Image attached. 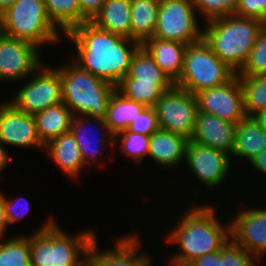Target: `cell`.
I'll use <instances>...</instances> for the list:
<instances>
[{"instance_id": "d4e9b609", "label": "cell", "mask_w": 266, "mask_h": 266, "mask_svg": "<svg viewBox=\"0 0 266 266\" xmlns=\"http://www.w3.org/2000/svg\"><path fill=\"white\" fill-rule=\"evenodd\" d=\"M160 0H130L131 39L141 45L153 37Z\"/></svg>"}, {"instance_id": "5bb4252c", "label": "cell", "mask_w": 266, "mask_h": 266, "mask_svg": "<svg viewBox=\"0 0 266 266\" xmlns=\"http://www.w3.org/2000/svg\"><path fill=\"white\" fill-rule=\"evenodd\" d=\"M196 98L201 112L236 124L247 117L237 74L224 85L200 90Z\"/></svg>"}, {"instance_id": "2e32d148", "label": "cell", "mask_w": 266, "mask_h": 266, "mask_svg": "<svg viewBox=\"0 0 266 266\" xmlns=\"http://www.w3.org/2000/svg\"><path fill=\"white\" fill-rule=\"evenodd\" d=\"M0 102V141L5 146L44 151L33 115L15 108L7 99Z\"/></svg>"}, {"instance_id": "7402d4cb", "label": "cell", "mask_w": 266, "mask_h": 266, "mask_svg": "<svg viewBox=\"0 0 266 266\" xmlns=\"http://www.w3.org/2000/svg\"><path fill=\"white\" fill-rule=\"evenodd\" d=\"M235 148L232 157L252 161L266 150V131L253 117H246L236 125Z\"/></svg>"}, {"instance_id": "1f68e13d", "label": "cell", "mask_w": 266, "mask_h": 266, "mask_svg": "<svg viewBox=\"0 0 266 266\" xmlns=\"http://www.w3.org/2000/svg\"><path fill=\"white\" fill-rule=\"evenodd\" d=\"M149 141L150 136L124 130L114 136V149L119 146L122 150L120 154L130 157L133 163L138 164L148 157Z\"/></svg>"}, {"instance_id": "bcb514c9", "label": "cell", "mask_w": 266, "mask_h": 266, "mask_svg": "<svg viewBox=\"0 0 266 266\" xmlns=\"http://www.w3.org/2000/svg\"><path fill=\"white\" fill-rule=\"evenodd\" d=\"M79 266H91L90 262L88 259H86L82 264H80Z\"/></svg>"}, {"instance_id": "74e56055", "label": "cell", "mask_w": 266, "mask_h": 266, "mask_svg": "<svg viewBox=\"0 0 266 266\" xmlns=\"http://www.w3.org/2000/svg\"><path fill=\"white\" fill-rule=\"evenodd\" d=\"M235 14L256 18L266 24V0H239Z\"/></svg>"}, {"instance_id": "8992f818", "label": "cell", "mask_w": 266, "mask_h": 266, "mask_svg": "<svg viewBox=\"0 0 266 266\" xmlns=\"http://www.w3.org/2000/svg\"><path fill=\"white\" fill-rule=\"evenodd\" d=\"M1 32L38 48L58 44L64 36L49 19L43 0H16L1 14Z\"/></svg>"}, {"instance_id": "8fae6325", "label": "cell", "mask_w": 266, "mask_h": 266, "mask_svg": "<svg viewBox=\"0 0 266 266\" xmlns=\"http://www.w3.org/2000/svg\"><path fill=\"white\" fill-rule=\"evenodd\" d=\"M31 42L0 33V83L25 81L44 61Z\"/></svg>"}, {"instance_id": "ab89813d", "label": "cell", "mask_w": 266, "mask_h": 266, "mask_svg": "<svg viewBox=\"0 0 266 266\" xmlns=\"http://www.w3.org/2000/svg\"><path fill=\"white\" fill-rule=\"evenodd\" d=\"M187 266H221V250L196 258Z\"/></svg>"}, {"instance_id": "4316f807", "label": "cell", "mask_w": 266, "mask_h": 266, "mask_svg": "<svg viewBox=\"0 0 266 266\" xmlns=\"http://www.w3.org/2000/svg\"><path fill=\"white\" fill-rule=\"evenodd\" d=\"M175 86L174 82H146L139 79H122L116 89L126 98L154 107L158 99Z\"/></svg>"}, {"instance_id": "d590c367", "label": "cell", "mask_w": 266, "mask_h": 266, "mask_svg": "<svg viewBox=\"0 0 266 266\" xmlns=\"http://www.w3.org/2000/svg\"><path fill=\"white\" fill-rule=\"evenodd\" d=\"M158 129L157 113L154 107H146L127 128L130 132L146 136H151Z\"/></svg>"}, {"instance_id": "d6986e66", "label": "cell", "mask_w": 266, "mask_h": 266, "mask_svg": "<svg viewBox=\"0 0 266 266\" xmlns=\"http://www.w3.org/2000/svg\"><path fill=\"white\" fill-rule=\"evenodd\" d=\"M188 141L184 136L159 128L150 136L148 157L158 167L172 169L185 162Z\"/></svg>"}, {"instance_id": "f1b7e54d", "label": "cell", "mask_w": 266, "mask_h": 266, "mask_svg": "<svg viewBox=\"0 0 266 266\" xmlns=\"http://www.w3.org/2000/svg\"><path fill=\"white\" fill-rule=\"evenodd\" d=\"M0 266H31L29 235L0 238Z\"/></svg>"}, {"instance_id": "44dd1931", "label": "cell", "mask_w": 266, "mask_h": 266, "mask_svg": "<svg viewBox=\"0 0 266 266\" xmlns=\"http://www.w3.org/2000/svg\"><path fill=\"white\" fill-rule=\"evenodd\" d=\"M159 68L175 83L183 70L188 44L173 40L150 38L141 45Z\"/></svg>"}, {"instance_id": "6da1fadb", "label": "cell", "mask_w": 266, "mask_h": 266, "mask_svg": "<svg viewBox=\"0 0 266 266\" xmlns=\"http://www.w3.org/2000/svg\"><path fill=\"white\" fill-rule=\"evenodd\" d=\"M64 37L75 47L76 56L71 57L76 64L115 87L127 75L133 55L141 47L137 41L100 29L91 21L73 27Z\"/></svg>"}, {"instance_id": "ffe728a7", "label": "cell", "mask_w": 266, "mask_h": 266, "mask_svg": "<svg viewBox=\"0 0 266 266\" xmlns=\"http://www.w3.org/2000/svg\"><path fill=\"white\" fill-rule=\"evenodd\" d=\"M44 152L51 161L72 179H78L83 175V170L87 167L84 165L83 158L75 137L70 132L61 134L57 138L49 141L44 145ZM81 173V174H80Z\"/></svg>"}, {"instance_id": "f35d334b", "label": "cell", "mask_w": 266, "mask_h": 266, "mask_svg": "<svg viewBox=\"0 0 266 266\" xmlns=\"http://www.w3.org/2000/svg\"><path fill=\"white\" fill-rule=\"evenodd\" d=\"M80 4L81 14L87 21H92L93 18L100 12L106 0H78Z\"/></svg>"}, {"instance_id": "52a82bcc", "label": "cell", "mask_w": 266, "mask_h": 266, "mask_svg": "<svg viewBox=\"0 0 266 266\" xmlns=\"http://www.w3.org/2000/svg\"><path fill=\"white\" fill-rule=\"evenodd\" d=\"M235 75L236 72L222 62L202 39L188 44L183 70L175 86L196 94L206 88L224 85Z\"/></svg>"}, {"instance_id": "5b68a950", "label": "cell", "mask_w": 266, "mask_h": 266, "mask_svg": "<svg viewBox=\"0 0 266 266\" xmlns=\"http://www.w3.org/2000/svg\"><path fill=\"white\" fill-rule=\"evenodd\" d=\"M56 69L61 75L63 103L72 115L105 118L116 87L82 69L72 59Z\"/></svg>"}, {"instance_id": "ba28073f", "label": "cell", "mask_w": 266, "mask_h": 266, "mask_svg": "<svg viewBox=\"0 0 266 266\" xmlns=\"http://www.w3.org/2000/svg\"><path fill=\"white\" fill-rule=\"evenodd\" d=\"M25 83L9 100L18 110L34 115L63 102L61 75L55 66L52 68L43 62Z\"/></svg>"}, {"instance_id": "3957f363", "label": "cell", "mask_w": 266, "mask_h": 266, "mask_svg": "<svg viewBox=\"0 0 266 266\" xmlns=\"http://www.w3.org/2000/svg\"><path fill=\"white\" fill-rule=\"evenodd\" d=\"M53 218L48 216L29 234L31 266H79L87 259L89 244L97 234L85 229L71 235Z\"/></svg>"}, {"instance_id": "ac0fdd59", "label": "cell", "mask_w": 266, "mask_h": 266, "mask_svg": "<svg viewBox=\"0 0 266 266\" xmlns=\"http://www.w3.org/2000/svg\"><path fill=\"white\" fill-rule=\"evenodd\" d=\"M236 125L216 115L198 111L190 140L232 155L235 148Z\"/></svg>"}, {"instance_id": "83f0119b", "label": "cell", "mask_w": 266, "mask_h": 266, "mask_svg": "<svg viewBox=\"0 0 266 266\" xmlns=\"http://www.w3.org/2000/svg\"><path fill=\"white\" fill-rule=\"evenodd\" d=\"M51 22L63 33L87 22L78 0H43Z\"/></svg>"}, {"instance_id": "9c48e42d", "label": "cell", "mask_w": 266, "mask_h": 266, "mask_svg": "<svg viewBox=\"0 0 266 266\" xmlns=\"http://www.w3.org/2000/svg\"><path fill=\"white\" fill-rule=\"evenodd\" d=\"M197 15L191 0H160L153 38L184 44L202 40L203 27L198 23Z\"/></svg>"}, {"instance_id": "603a6c76", "label": "cell", "mask_w": 266, "mask_h": 266, "mask_svg": "<svg viewBox=\"0 0 266 266\" xmlns=\"http://www.w3.org/2000/svg\"><path fill=\"white\" fill-rule=\"evenodd\" d=\"M72 118L70 109L63 102L34 114L37 135L43 145L61 134L70 132Z\"/></svg>"}, {"instance_id": "30bf717a", "label": "cell", "mask_w": 266, "mask_h": 266, "mask_svg": "<svg viewBox=\"0 0 266 266\" xmlns=\"http://www.w3.org/2000/svg\"><path fill=\"white\" fill-rule=\"evenodd\" d=\"M160 129L191 139L198 114L196 94L174 86L154 106Z\"/></svg>"}, {"instance_id": "f6af8a7d", "label": "cell", "mask_w": 266, "mask_h": 266, "mask_svg": "<svg viewBox=\"0 0 266 266\" xmlns=\"http://www.w3.org/2000/svg\"><path fill=\"white\" fill-rule=\"evenodd\" d=\"M16 0H0V15L6 11Z\"/></svg>"}, {"instance_id": "4fadbf2b", "label": "cell", "mask_w": 266, "mask_h": 266, "mask_svg": "<svg viewBox=\"0 0 266 266\" xmlns=\"http://www.w3.org/2000/svg\"><path fill=\"white\" fill-rule=\"evenodd\" d=\"M141 236L136 233L116 236L114 246L108 249H99L98 237L90 242L87 259L91 266H152L151 255L143 252Z\"/></svg>"}, {"instance_id": "d6a6232c", "label": "cell", "mask_w": 266, "mask_h": 266, "mask_svg": "<svg viewBox=\"0 0 266 266\" xmlns=\"http://www.w3.org/2000/svg\"><path fill=\"white\" fill-rule=\"evenodd\" d=\"M237 75H266V26L258 34L250 54Z\"/></svg>"}, {"instance_id": "7a4b0ae2", "label": "cell", "mask_w": 266, "mask_h": 266, "mask_svg": "<svg viewBox=\"0 0 266 266\" xmlns=\"http://www.w3.org/2000/svg\"><path fill=\"white\" fill-rule=\"evenodd\" d=\"M205 204L201 202L185 209L176 225L169 228L167 237L164 236L166 244L177 245L180 249L167 259L170 261L168 266H187L196 258L220 251L231 239L229 217L224 223L217 217V209Z\"/></svg>"}, {"instance_id": "484cf974", "label": "cell", "mask_w": 266, "mask_h": 266, "mask_svg": "<svg viewBox=\"0 0 266 266\" xmlns=\"http://www.w3.org/2000/svg\"><path fill=\"white\" fill-rule=\"evenodd\" d=\"M145 105L124 97L117 89L111 94L107 106L105 122L110 132L115 136L127 130L129 124L137 118Z\"/></svg>"}, {"instance_id": "4dcf8cb0", "label": "cell", "mask_w": 266, "mask_h": 266, "mask_svg": "<svg viewBox=\"0 0 266 266\" xmlns=\"http://www.w3.org/2000/svg\"><path fill=\"white\" fill-rule=\"evenodd\" d=\"M123 79H139L146 82H173L141 46L133 55L127 75Z\"/></svg>"}, {"instance_id": "60d3db41", "label": "cell", "mask_w": 266, "mask_h": 266, "mask_svg": "<svg viewBox=\"0 0 266 266\" xmlns=\"http://www.w3.org/2000/svg\"><path fill=\"white\" fill-rule=\"evenodd\" d=\"M249 164L256 169L259 174L266 175V150L256 156Z\"/></svg>"}, {"instance_id": "9a60e30c", "label": "cell", "mask_w": 266, "mask_h": 266, "mask_svg": "<svg viewBox=\"0 0 266 266\" xmlns=\"http://www.w3.org/2000/svg\"><path fill=\"white\" fill-rule=\"evenodd\" d=\"M255 207L238 208L231 217L230 234L233 242L259 260L266 253V208Z\"/></svg>"}, {"instance_id": "e0dca14e", "label": "cell", "mask_w": 266, "mask_h": 266, "mask_svg": "<svg viewBox=\"0 0 266 266\" xmlns=\"http://www.w3.org/2000/svg\"><path fill=\"white\" fill-rule=\"evenodd\" d=\"M92 123H95L97 126ZM92 125H95V127L99 126L98 128L94 127L96 131L100 130V133H97V137L96 135L94 136L95 132L94 134H91V130L93 131V128L90 129V126ZM70 131L75 137V140L79 146L84 165L88 168L95 165L103 166L100 161L102 154L104 152L105 154L108 153V150H112V148L114 150V135L108 129L105 119L99 117H90L87 115L73 116ZM93 141L94 143L96 141L95 144L97 146H93L95 145Z\"/></svg>"}, {"instance_id": "e575fe53", "label": "cell", "mask_w": 266, "mask_h": 266, "mask_svg": "<svg viewBox=\"0 0 266 266\" xmlns=\"http://www.w3.org/2000/svg\"><path fill=\"white\" fill-rule=\"evenodd\" d=\"M257 261L251 252L231 239L221 248V266H257Z\"/></svg>"}, {"instance_id": "cb8c5ba5", "label": "cell", "mask_w": 266, "mask_h": 266, "mask_svg": "<svg viewBox=\"0 0 266 266\" xmlns=\"http://www.w3.org/2000/svg\"><path fill=\"white\" fill-rule=\"evenodd\" d=\"M130 0H106L91 21L98 28L131 39Z\"/></svg>"}, {"instance_id": "b9f144b4", "label": "cell", "mask_w": 266, "mask_h": 266, "mask_svg": "<svg viewBox=\"0 0 266 266\" xmlns=\"http://www.w3.org/2000/svg\"><path fill=\"white\" fill-rule=\"evenodd\" d=\"M1 191L2 190H0V238H4L7 232L6 229L9 227L4 209V193Z\"/></svg>"}, {"instance_id": "ee69618b", "label": "cell", "mask_w": 266, "mask_h": 266, "mask_svg": "<svg viewBox=\"0 0 266 266\" xmlns=\"http://www.w3.org/2000/svg\"><path fill=\"white\" fill-rule=\"evenodd\" d=\"M253 118H255L260 126L266 131V109H263L256 113Z\"/></svg>"}, {"instance_id": "f546056e", "label": "cell", "mask_w": 266, "mask_h": 266, "mask_svg": "<svg viewBox=\"0 0 266 266\" xmlns=\"http://www.w3.org/2000/svg\"><path fill=\"white\" fill-rule=\"evenodd\" d=\"M248 117L266 109V75H238Z\"/></svg>"}, {"instance_id": "7dc6e473", "label": "cell", "mask_w": 266, "mask_h": 266, "mask_svg": "<svg viewBox=\"0 0 266 266\" xmlns=\"http://www.w3.org/2000/svg\"><path fill=\"white\" fill-rule=\"evenodd\" d=\"M0 33H1V15H0Z\"/></svg>"}, {"instance_id": "7c38bea8", "label": "cell", "mask_w": 266, "mask_h": 266, "mask_svg": "<svg viewBox=\"0 0 266 266\" xmlns=\"http://www.w3.org/2000/svg\"><path fill=\"white\" fill-rule=\"evenodd\" d=\"M228 153L214 149L210 146H205L188 141L186 147V165L188 172L198 179L201 185L207 189H214L221 186L223 181L228 178V174L233 167L232 163L237 160H233ZM233 161V162H231ZM232 165V166H231Z\"/></svg>"}, {"instance_id": "7bdbcfd3", "label": "cell", "mask_w": 266, "mask_h": 266, "mask_svg": "<svg viewBox=\"0 0 266 266\" xmlns=\"http://www.w3.org/2000/svg\"><path fill=\"white\" fill-rule=\"evenodd\" d=\"M5 145L0 141V174L9 166L10 154L7 152Z\"/></svg>"}, {"instance_id": "8d00e7d4", "label": "cell", "mask_w": 266, "mask_h": 266, "mask_svg": "<svg viewBox=\"0 0 266 266\" xmlns=\"http://www.w3.org/2000/svg\"><path fill=\"white\" fill-rule=\"evenodd\" d=\"M6 197L4 194V209L8 226L10 227L14 223H17V221H21L29 213V201L21 195L16 199Z\"/></svg>"}, {"instance_id": "277c9868", "label": "cell", "mask_w": 266, "mask_h": 266, "mask_svg": "<svg viewBox=\"0 0 266 266\" xmlns=\"http://www.w3.org/2000/svg\"><path fill=\"white\" fill-rule=\"evenodd\" d=\"M204 26L205 42L222 62L237 73L266 24L256 18L230 14L209 20Z\"/></svg>"}, {"instance_id": "836d02e7", "label": "cell", "mask_w": 266, "mask_h": 266, "mask_svg": "<svg viewBox=\"0 0 266 266\" xmlns=\"http://www.w3.org/2000/svg\"><path fill=\"white\" fill-rule=\"evenodd\" d=\"M205 22L235 14L239 0H191Z\"/></svg>"}]
</instances>
